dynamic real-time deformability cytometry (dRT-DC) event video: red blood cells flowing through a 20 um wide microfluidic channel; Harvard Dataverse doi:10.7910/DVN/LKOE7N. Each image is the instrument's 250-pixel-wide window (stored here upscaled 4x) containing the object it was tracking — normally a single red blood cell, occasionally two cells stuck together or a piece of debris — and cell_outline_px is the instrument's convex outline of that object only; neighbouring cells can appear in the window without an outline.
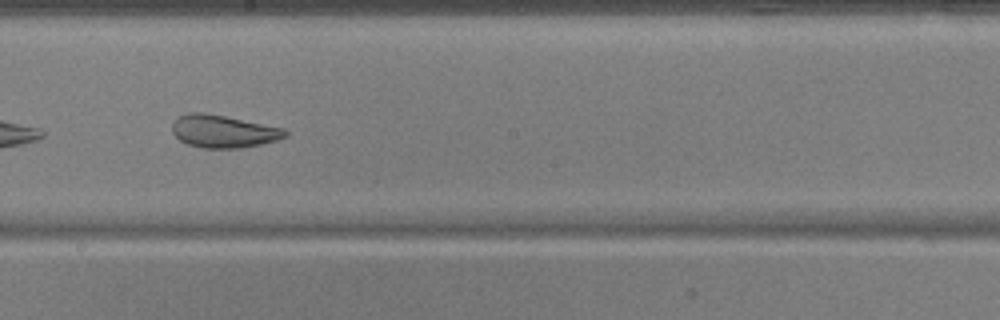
{"species": "common noctule bat (a hibernating species)", "species_latin": "Nyctalus noctula", "temperature_condition": "warm", "stored_images_in_passage": 36, "camera_frame_rate_fps": 3000, "um_per_image_px": 0.085, "animal": {"sex": "male", "body_mass_g": 17.9, "forearm_length_mm": 54.2}, "frame": {"image": 1, "passage_image": 16, "time_ms": 5.0, "image_size_px": [1000, 320], "cell_outline_px": [[288, 136], [276, 140], [260, 144], [240, 148], [200, 148], [188, 144], [180, 140], [172, 132], [172, 124], [180, 116], [188, 112], [204, 112], [284, 128], [288, 132]], "centroid_in_image_um": [18.98, 11.16], "position_along_channel_um": 229.2, "area_um2": 21.39}, "authors_computed_cell_mechanics": {"area_um2": 24.1604, "velocity_mm_per_s": 3.7905, "shape_relaxation_time_tau1_ms": null, "shape_relaxation_time_tau2_ms": 1.439, "deformation_change_tau1": null, "deformation_change_tau2": 0.0851}}